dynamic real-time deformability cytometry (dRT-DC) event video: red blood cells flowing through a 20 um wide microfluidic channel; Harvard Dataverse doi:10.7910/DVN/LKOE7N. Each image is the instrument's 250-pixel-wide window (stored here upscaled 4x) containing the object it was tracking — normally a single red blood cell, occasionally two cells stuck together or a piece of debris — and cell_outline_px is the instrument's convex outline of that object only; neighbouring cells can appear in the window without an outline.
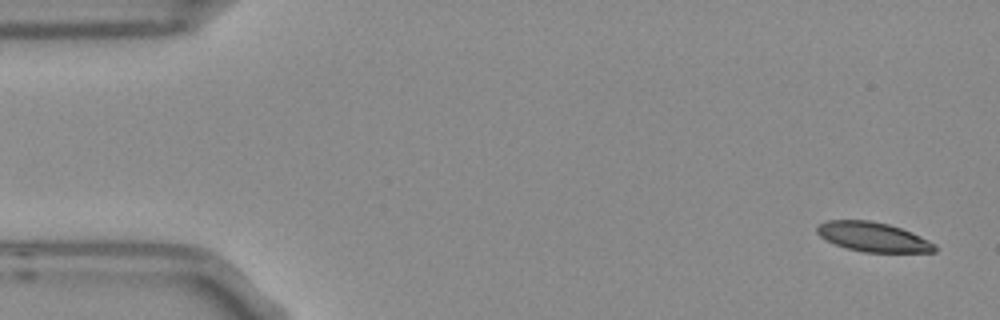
{"species": "Egyptian fruit bat (a non-hibernating species)", "species_latin": "Rousettus aegyptiacus", "temperature_condition": "room temperature", "stored_images_in_passage": 6, "segment_of_instrument_passage": [2, 2], "camera_frame_rate_fps": 3000, "um_per_image_px": 0.085, "frame": {"image": 1, "passage_image": 6, "time_ms": 1.667, "image_size_px": [1000, 320], "cell_outline_px": [[936, 252], [864, 252], [848, 248], [836, 244], [820, 236], [816, 232], [816, 228], [820, 224], [828, 220], [868, 220], [888, 224], [912, 232], [936, 244]], "centroid_in_image_um": [74.23, 20.14], "position_along_channel_um": 10.8, "area_um2": 20.0}}